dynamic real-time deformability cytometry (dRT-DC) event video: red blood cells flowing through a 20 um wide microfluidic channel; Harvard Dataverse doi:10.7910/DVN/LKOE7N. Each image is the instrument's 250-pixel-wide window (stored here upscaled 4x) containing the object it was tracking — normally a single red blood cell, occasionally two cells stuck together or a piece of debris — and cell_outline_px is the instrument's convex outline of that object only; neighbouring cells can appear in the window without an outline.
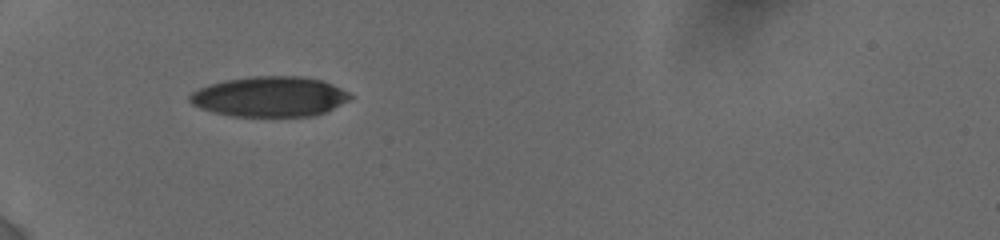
{"species": "human", "species_latin": "Homo sapiens", "temperature_condition": "cold", "stored_images_in_passage": 3, "camera_frame_rate_fps": 3000, "um_per_image_px": 0.085, "donor": {"sex": "female"}, "frame": {"image": 1, "passage_image": 1, "time_ms": 0.0, "image_size_px": [1000, 240], "cell_outline_px": [[352, 96], [348, 100], [324, 112], [312, 116], [232, 116], [200, 108], [192, 104], [188, 100], [188, 96], [192, 92], [208, 84], [224, 80], [252, 76], [300, 76], [320, 80], [332, 84], [348, 92]], "centroid_in_image_um": [22.89, 8.2], "position_along_channel_um": 62.1, "area_um2": 37.34}}